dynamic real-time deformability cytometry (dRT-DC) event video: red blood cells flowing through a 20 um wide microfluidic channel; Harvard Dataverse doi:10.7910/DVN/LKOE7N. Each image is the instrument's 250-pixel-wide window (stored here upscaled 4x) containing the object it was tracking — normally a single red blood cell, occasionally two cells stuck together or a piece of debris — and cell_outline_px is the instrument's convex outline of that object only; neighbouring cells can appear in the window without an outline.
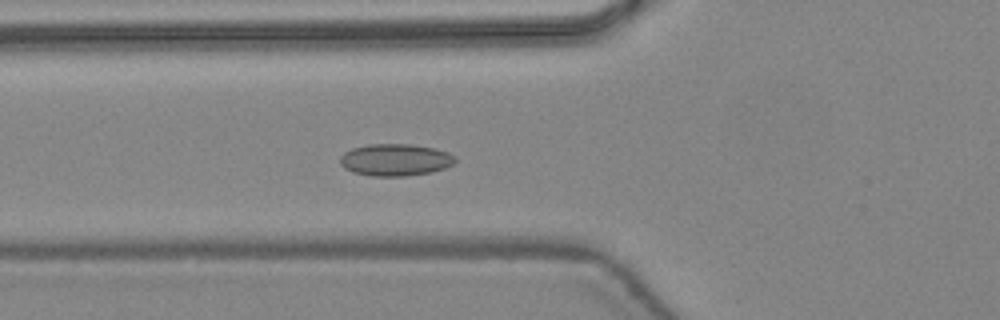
{"species": "common noctule bat (a hibernating species)", "species_latin": "Nyctalus noctula", "temperature_condition": "warm", "stored_images_in_passage": 48, "camera_frame_rate_fps": 3000, "um_per_image_px": 0.085, "animal": {"sex": "female", "body_mass_g": 24.6, "forearm_length_mm": 56.2}, "frame": {"image": 1, "passage_image": 19, "time_ms": 6.0, "image_size_px": [1000, 320], "cell_outline_px": [[456, 160], [452, 164], [444, 168], [432, 172], [404, 176], [372, 176], [352, 172], [344, 168], [340, 164], [340, 156], [344, 152], [352, 148], [368, 144], [412, 144], [432, 148], [448, 152], [456, 156]], "centroid_in_image_um": [33.58, 13.58], "position_along_channel_um": 92.2, "area_um2": 21.56}}
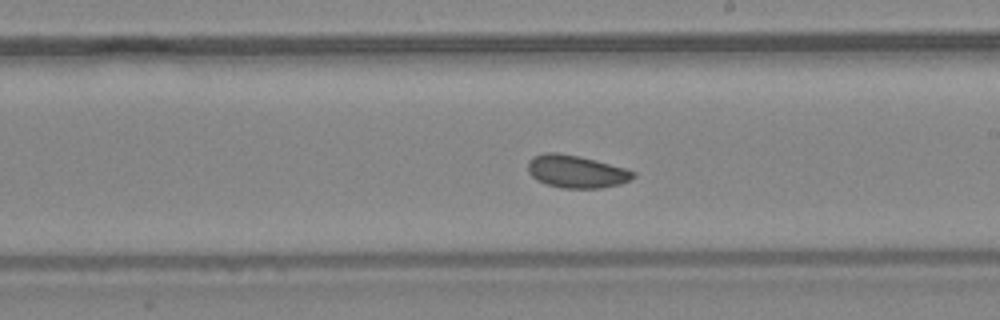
{"frame": {"image": 2, "passage_image": 29, "time_ms": 9.333, "image_size_px": [1000, 320], "cell_outline_px": [[636, 176], [620, 184], [600, 188], [560, 188], [536, 180], [528, 172], [528, 160], [532, 156], [544, 152], [556, 152], [580, 156], [628, 168], [636, 172]], "centroid_in_image_um": [48.98, 14.56], "position_along_channel_um": 240.0, "area_um2": 20.29}}
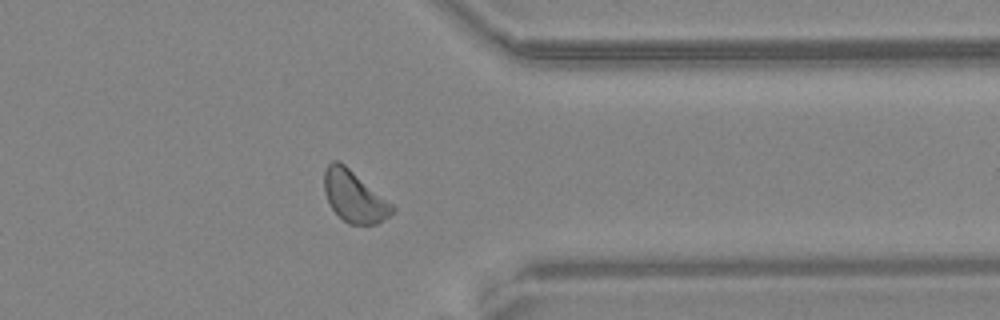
{"frame": {"image": 3, "passage_image": 39, "time_ms": 12.667, "image_size_px": [1000, 320], "cell_outline_px": [[396, 208], [388, 216], [376, 224], [348, 224], [332, 208], [324, 192], [324, 172], [328, 164], [332, 160], [336, 160], [344, 164], [392, 204]], "centroid_in_image_um": [30.09, 16.69], "position_along_channel_um": 381.3, "area_um2": 19.88}, "authors_computed_cell_mechanics": {"area_um2": 20.4612, "velocity_mm_per_s": 4.4228, "shape_relaxation_time_tau1_ms": null, "shape_relaxation_time_tau2_ms": 4.681, "deformation_change_tau1": null, "deformation_change_tau2": 0.1043}}